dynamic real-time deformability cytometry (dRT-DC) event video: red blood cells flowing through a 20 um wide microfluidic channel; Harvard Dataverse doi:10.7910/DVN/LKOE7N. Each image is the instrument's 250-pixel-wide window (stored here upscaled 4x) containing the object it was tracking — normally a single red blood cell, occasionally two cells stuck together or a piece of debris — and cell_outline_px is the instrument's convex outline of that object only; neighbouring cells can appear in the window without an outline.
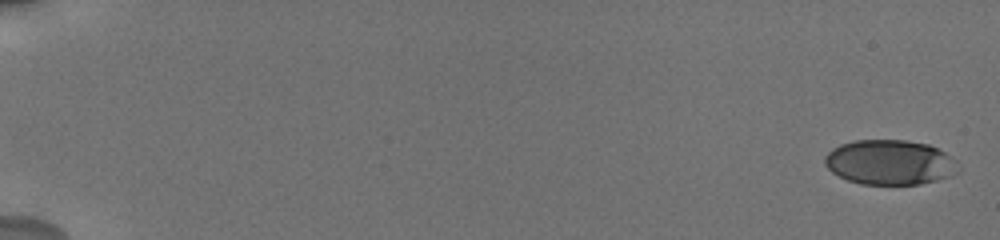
{"species": "human", "species_latin": "Homo sapiens", "temperature_condition": "cold", "stored_images_in_passage": 16, "camera_frame_rate_fps": 3000, "um_per_image_px": 0.085, "donor": {"sex": "male"}, "frame": {"image": 1, "passage_image": 1, "time_ms": 0.0, "image_size_px": [1000, 240], "cell_outline_px": [[960, 172], [936, 180], [920, 184], [860, 184], [848, 180], [832, 172], [824, 164], [824, 156], [832, 148], [840, 144], [856, 140], [908, 140], [928, 144], [944, 152], [956, 160]], "centroid_in_image_um": [75.63, 13.79], "position_along_channel_um": 9.4, "area_um2": 34.97}}
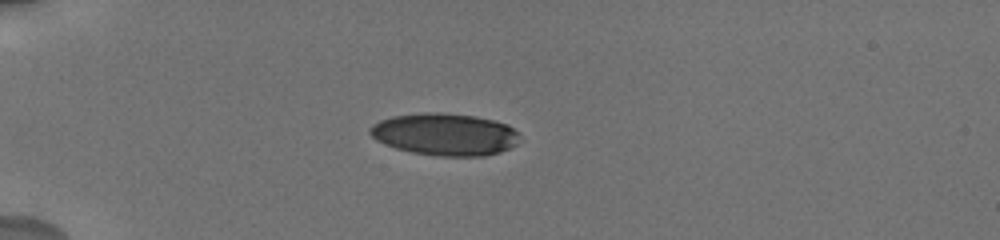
{"frame": {"image": 2, "passage_image": 12, "time_ms": 5.333, "image_size_px": [1000, 240], "cell_outline_px": [[516, 144], [500, 152], [484, 156], [440, 156], [412, 152], [396, 148], [376, 140], [368, 132], [368, 128], [372, 124], [380, 120], [392, 116], [424, 112], [444, 112], [476, 116], [508, 124], [516, 132]], "centroid_in_image_um": [37.76, 11.41], "position_along_channel_um": 47.2, "area_um2": 36.7}}
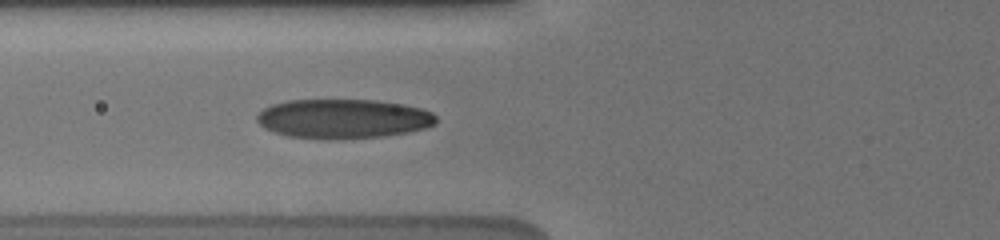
{"frame": {"image": 3, "passage_image": 16, "time_ms": 7.667, "image_size_px": [1000, 240], "cell_outline_px": [[436, 124], [424, 128], [408, 132], [380, 136], [328, 140], [288, 136], [272, 132], [264, 128], [256, 120], [256, 116], [264, 108], [272, 104], [288, 100], [376, 100], [404, 104], [420, 108], [432, 112], [436, 116]], "centroid_in_image_um": [29.15, 10.09], "position_along_channel_um": 96.7, "area_um2": 41.27}}